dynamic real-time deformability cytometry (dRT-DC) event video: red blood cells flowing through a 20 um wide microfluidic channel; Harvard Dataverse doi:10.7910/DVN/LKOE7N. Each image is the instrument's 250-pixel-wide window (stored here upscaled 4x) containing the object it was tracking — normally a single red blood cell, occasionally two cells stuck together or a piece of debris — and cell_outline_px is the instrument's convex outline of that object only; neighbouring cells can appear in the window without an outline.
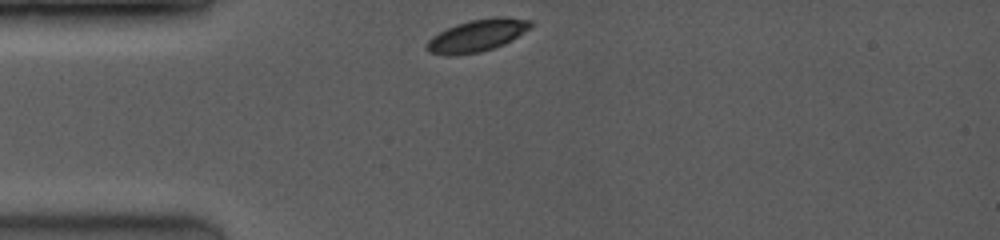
{"species": "common noctule bat (a hibernating species)", "species_latin": "Nyctalus noctula", "temperature_condition": "room temperature", "stored_images_in_passage": 18, "camera_frame_rate_fps": 3500, "um_per_image_px": 0.085, "animal": {"sex": "female", "body_mass_g": 19.0, "forearm_length_mm": 53.3}, "frame": {"image": 1, "passage_image": 1, "time_ms": 0.0, "image_size_px": [1000, 240], "cell_outline_px": [[536, 24], [512, 40], [504, 44], [480, 52], [448, 56], [428, 52], [424, 48], [424, 44], [432, 36], [456, 24], [472, 20], [496, 16], [508, 16], [532, 20]], "centroid_in_image_um": [40.57, 3.01], "position_along_channel_um": 44.4, "area_um2": 19.71}}
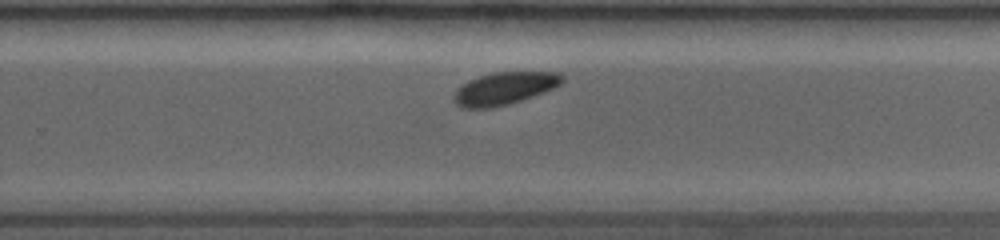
{"frame": {"image": 2, "passage_image": 18, "time_ms": 6.571, "image_size_px": [1000, 240], "cell_outline_px": [[564, 80], [560, 84], [544, 92], [508, 104], [488, 108], [460, 108], [452, 100], [452, 96], [468, 80], [480, 76], [496, 72], [560, 72], [564, 76]], "centroid_in_image_um": [42.87, 7.51], "position_along_channel_um": 286.9, "area_um2": 20.29}}